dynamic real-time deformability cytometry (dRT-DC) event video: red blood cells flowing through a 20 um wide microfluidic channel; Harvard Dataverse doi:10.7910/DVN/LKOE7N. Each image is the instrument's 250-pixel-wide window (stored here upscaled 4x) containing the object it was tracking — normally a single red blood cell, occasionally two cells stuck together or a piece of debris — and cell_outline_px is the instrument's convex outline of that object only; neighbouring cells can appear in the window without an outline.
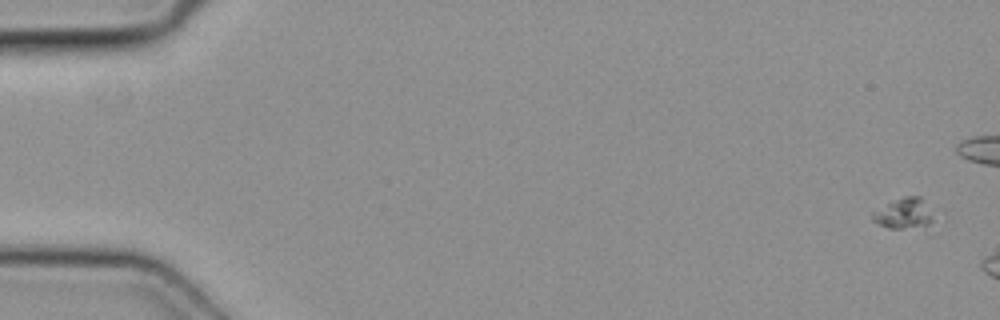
{"species": "common noctule bat (a hibernating species)", "species_latin": "Nyctalus noctula", "temperature_condition": "cold", "stored_images_in_passage": 3, "camera_frame_rate_fps": 3000, "um_per_image_px": 0.085, "animal": {"sex": "female", "body_mass_g": 19.3, "forearm_length_mm": 54.1}, "frame": {"image": 1, "passage_image": 1, "time_ms": 0.0, "image_size_px": [1000, 320], "cell_outline_px": [[932, 236], [928, 236], [888, 228], [872, 220], [872, 212], [904, 196], [920, 196], [932, 216]], "centroid_in_image_um": [76.99, 18.36], "position_along_channel_um": 8.0, "area_um2": 12.08}}